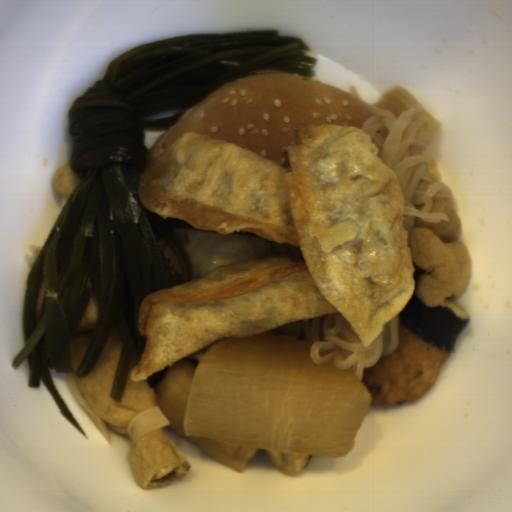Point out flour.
Listing matches in <instances>:
<instances>
[{
	"instance_id": "1",
	"label": "flour",
	"mask_w": 512,
	"mask_h": 512,
	"mask_svg": "<svg viewBox=\"0 0 512 512\" xmlns=\"http://www.w3.org/2000/svg\"><path fill=\"white\" fill-rule=\"evenodd\" d=\"M290 167L229 141L184 132L138 176L140 203L164 219L299 248L213 268L143 297L134 383L224 338L340 313L371 346L414 294L401 184L357 127L299 125Z\"/></svg>"
}]
</instances>
